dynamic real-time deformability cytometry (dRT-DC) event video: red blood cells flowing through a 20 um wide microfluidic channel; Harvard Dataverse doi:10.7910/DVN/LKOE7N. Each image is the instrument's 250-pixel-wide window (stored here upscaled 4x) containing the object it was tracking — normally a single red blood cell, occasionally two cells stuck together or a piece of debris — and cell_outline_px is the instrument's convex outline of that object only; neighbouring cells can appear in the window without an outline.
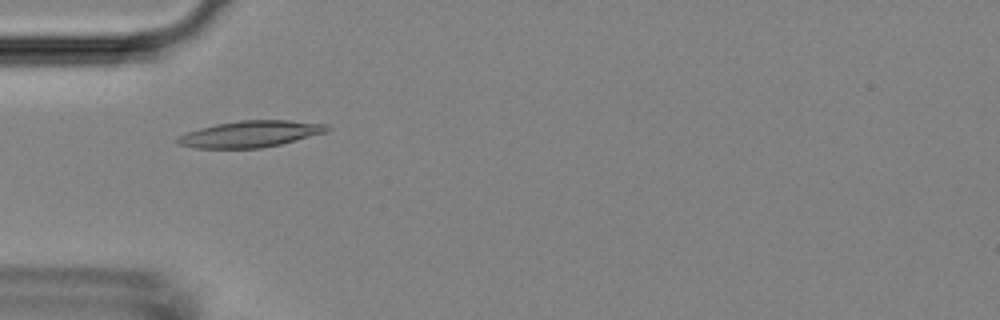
{"species": "Egyptian fruit bat (a non-hibernating species)", "species_latin": "Rousettus aegyptiacus", "temperature_condition": "room temperature", "stored_images_in_passage": 5, "camera_frame_rate_fps": 3000, "um_per_image_px": 0.085, "animal": {"sex": "female"}, "frame": {"image": 1, "passage_image": 2, "time_ms": 1.333, "image_size_px": [1000, 320], "cell_outline_px": [[332, 128], [328, 132], [280, 144], [260, 148], [192, 148], [180, 144], [176, 140], [180, 136], [188, 132], [200, 128], [216, 124], [240, 120], [288, 120], [328, 124]], "centroid_in_image_um": [21.34, 11.38], "position_along_channel_um": 63.7, "area_um2": 22.95}}
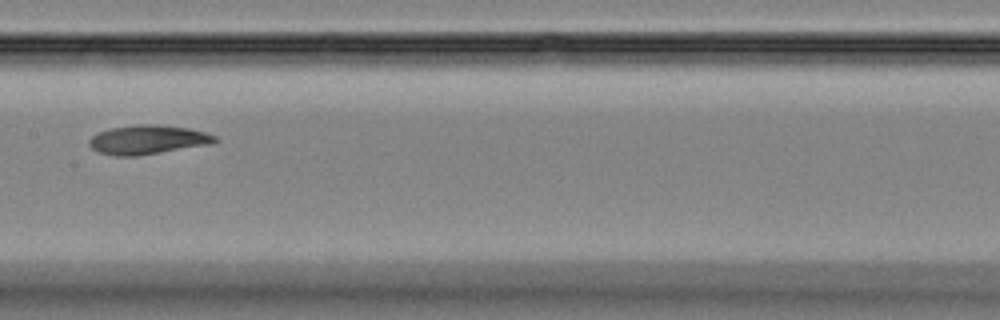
{"frame": {"image": 2, "passage_image": 5, "time_ms": 4.667, "image_size_px": [1000, 320], "cell_outline_px": [[216, 140], [212, 144], [136, 156], [112, 156], [100, 152], [92, 148], [88, 144], [88, 140], [96, 132], [112, 128], [136, 124], [160, 124], [188, 128], [204, 132], [216, 136]], "centroid_in_image_um": [12.53, 11.87], "position_along_channel_um": 194.9, "area_um2": 21.39}}